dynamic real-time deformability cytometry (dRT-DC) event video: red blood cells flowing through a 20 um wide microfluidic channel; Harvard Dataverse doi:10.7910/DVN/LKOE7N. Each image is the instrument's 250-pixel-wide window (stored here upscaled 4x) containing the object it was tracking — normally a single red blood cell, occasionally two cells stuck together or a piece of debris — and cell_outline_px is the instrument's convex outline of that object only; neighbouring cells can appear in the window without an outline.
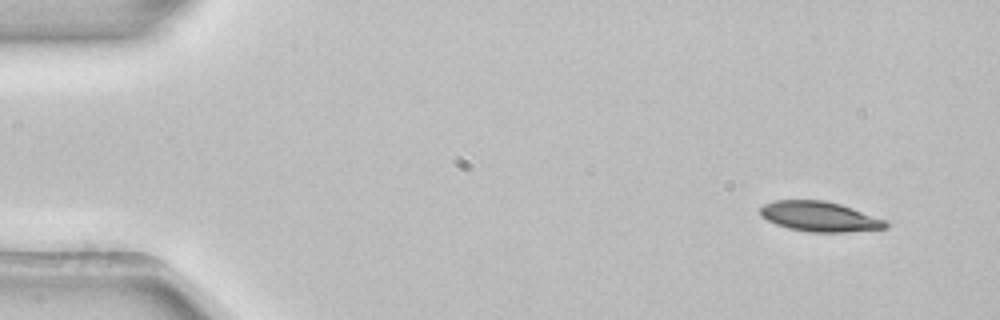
{"species": "common noctule bat (a hibernating species)", "species_latin": "Nyctalus noctula", "temperature_condition": "room temperature", "stored_images_in_passage": 4, "camera_frame_rate_fps": 3000, "um_per_image_px": 0.085, "animal": {"sex": "female", "body_mass_g": 22.7, "forearm_length_mm": 54.2}, "frame": {"image": 1, "passage_image": 1, "time_ms": 0.0, "image_size_px": [1000, 320], "cell_outline_px": [[888, 228], [848, 232], [808, 232], [788, 228], [776, 224], [760, 216], [760, 208], [764, 204], [776, 200], [824, 200], [840, 204], [852, 208], [884, 220], [888, 224]], "centroid_in_image_um": [69.64, 18.41], "position_along_channel_um": 15.4, "area_um2": 21.85}}
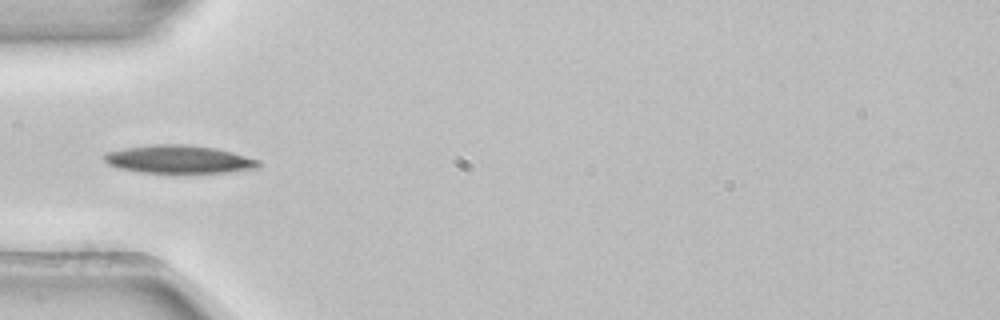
{"frame": {"image": 2, "passage_image": 4, "time_ms": 1.0, "image_size_px": [1000, 320], "cell_outline_px": [[260, 164], [256, 168], [228, 172], [140, 172], [116, 168], [108, 164], [104, 160], [104, 152], [124, 148], [152, 144], [188, 144], [216, 148], [232, 152], [260, 160]], "centroid_in_image_um": [15.16, 13.53], "position_along_channel_um": 69.8, "area_um2": 25.2}}